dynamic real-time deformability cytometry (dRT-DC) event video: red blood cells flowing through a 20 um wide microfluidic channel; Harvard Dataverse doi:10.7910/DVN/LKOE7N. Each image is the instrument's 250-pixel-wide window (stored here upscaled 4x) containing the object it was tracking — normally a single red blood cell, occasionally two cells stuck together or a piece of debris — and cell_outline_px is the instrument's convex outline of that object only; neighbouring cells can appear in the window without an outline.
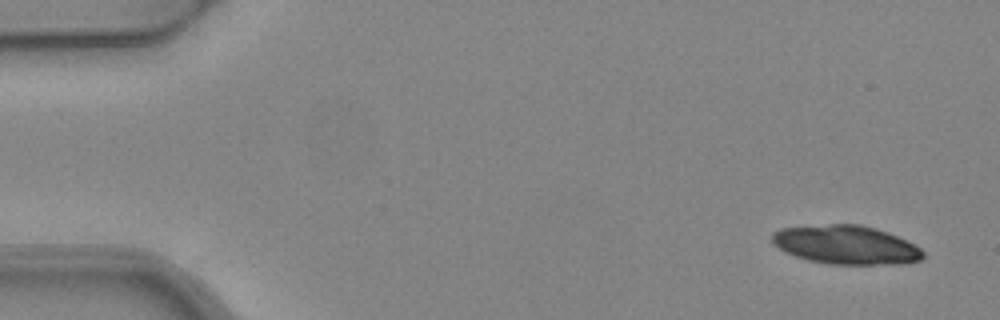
{"species": "common noctule bat (a hibernating species)", "species_latin": "Nyctalus noctula", "temperature_condition": "warm", "stored_images_in_passage": 2, "camera_frame_rate_fps": 3000, "um_per_image_px": 0.085, "animal": {"sex": "female", "body_mass_g": 24.6, "forearm_length_mm": 56.2}, "frame": {"image": 1, "passage_image": 1, "time_ms": 0.0, "image_size_px": [1000, 320], "cell_outline_px": [[924, 256], [920, 260], [900, 264], [828, 264], [808, 260], [784, 252], [772, 240], [772, 232], [780, 228], [828, 224], [860, 224], [876, 228], [888, 232], [920, 248], [924, 252]], "centroid_in_image_um": [71.9, 20.81], "position_along_channel_um": 13.1, "area_um2": 33.99}}